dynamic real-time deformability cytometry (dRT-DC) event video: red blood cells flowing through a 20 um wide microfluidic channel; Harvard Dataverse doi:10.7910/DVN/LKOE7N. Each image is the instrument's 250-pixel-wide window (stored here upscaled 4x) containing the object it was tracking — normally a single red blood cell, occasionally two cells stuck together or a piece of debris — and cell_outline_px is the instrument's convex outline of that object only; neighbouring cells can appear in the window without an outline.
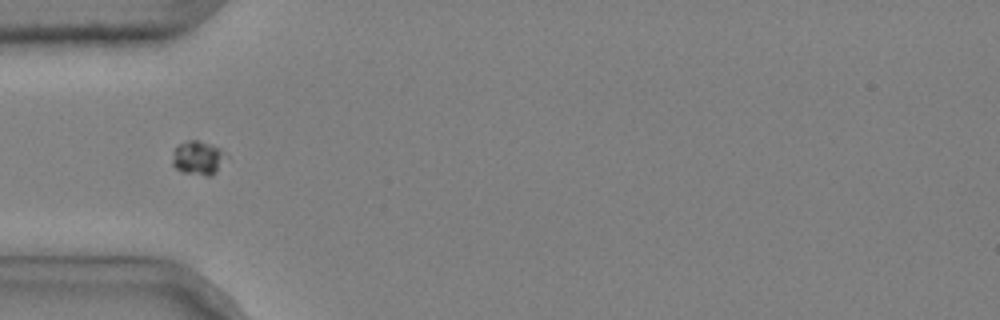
{"species": "common noctule bat (a hibernating species)", "species_latin": "Nyctalus noctula", "temperature_condition": "cold", "stored_images_in_passage": 8, "camera_frame_rate_fps": 3000, "um_per_image_px": 0.085, "animal": {"sex": "male", "body_mass_g": 20.4}, "frame": {"image": 1, "passage_image": 6, "time_ms": 1.667, "image_size_px": [1000, 320], "cell_outline_px": [[228, 156], [216, 172], [212, 176], [208, 176], [184, 172], [176, 168], [172, 164], [172, 152], [180, 144], [188, 140], [196, 140], [212, 144], [220, 148]], "centroid_in_image_um": [16.85, 13.42], "position_along_channel_um": 68.1, "area_um2": 10.64}}